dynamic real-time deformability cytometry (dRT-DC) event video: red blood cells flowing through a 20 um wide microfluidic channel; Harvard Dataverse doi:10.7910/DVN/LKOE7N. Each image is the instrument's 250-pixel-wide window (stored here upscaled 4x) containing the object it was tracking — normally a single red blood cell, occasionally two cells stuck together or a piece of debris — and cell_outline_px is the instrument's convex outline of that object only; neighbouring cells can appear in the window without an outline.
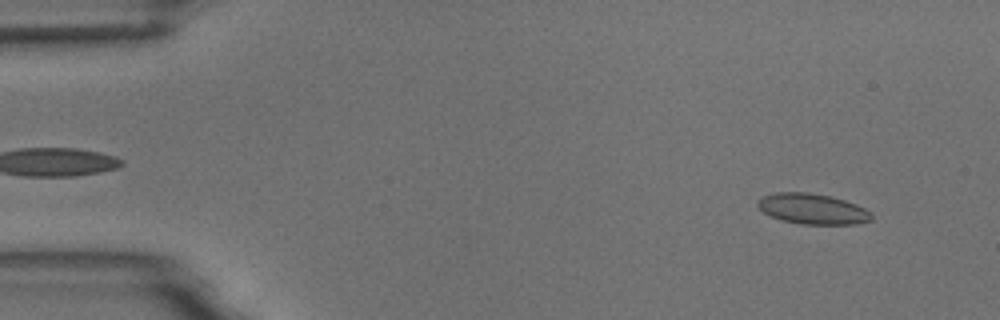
{"species": "common noctule bat (a hibernating species)", "species_latin": "Nyctalus noctula", "temperature_condition": "room temperature", "stored_images_in_passage": 4, "camera_frame_rate_fps": 3000, "um_per_image_px": 0.085, "animal": {"sex": "male", "body_mass_g": 18.8}, "frame": {"image": 1, "passage_image": 1, "time_ms": 0.0, "image_size_px": [1000, 320], "cell_outline_px": [[872, 220], [856, 224], [800, 224], [780, 220], [764, 212], [756, 204], [756, 200], [764, 196], [776, 192], [808, 192], [828, 196], [844, 200], [856, 204], [872, 212]], "centroid_in_image_um": [69.06, 17.76], "position_along_channel_um": 15.9, "area_um2": 20.23}}
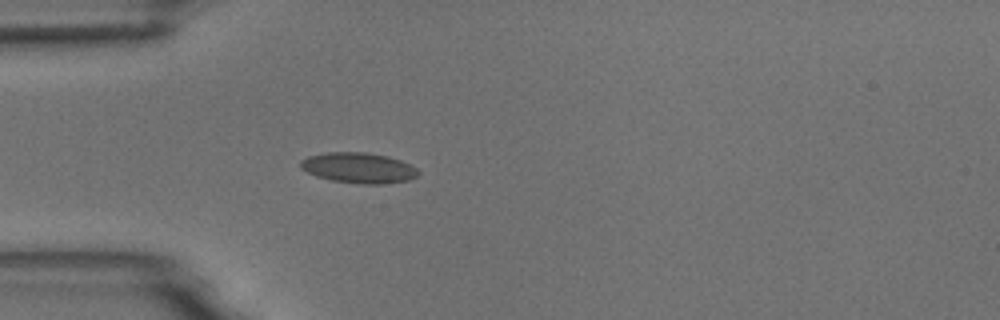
{"frame": {"image": 2, "passage_image": 4, "time_ms": 3.667, "image_size_px": [1000, 320], "cell_outline_px": [[420, 172], [416, 176], [408, 180], [380, 184], [364, 184], [332, 180], [316, 176], [300, 168], [300, 160], [308, 156], [328, 152], [368, 152], [388, 156], [400, 160], [416, 168]], "centroid_in_image_um": [30.46, 14.26], "position_along_channel_um": 54.5, "area_um2": 20.81}}